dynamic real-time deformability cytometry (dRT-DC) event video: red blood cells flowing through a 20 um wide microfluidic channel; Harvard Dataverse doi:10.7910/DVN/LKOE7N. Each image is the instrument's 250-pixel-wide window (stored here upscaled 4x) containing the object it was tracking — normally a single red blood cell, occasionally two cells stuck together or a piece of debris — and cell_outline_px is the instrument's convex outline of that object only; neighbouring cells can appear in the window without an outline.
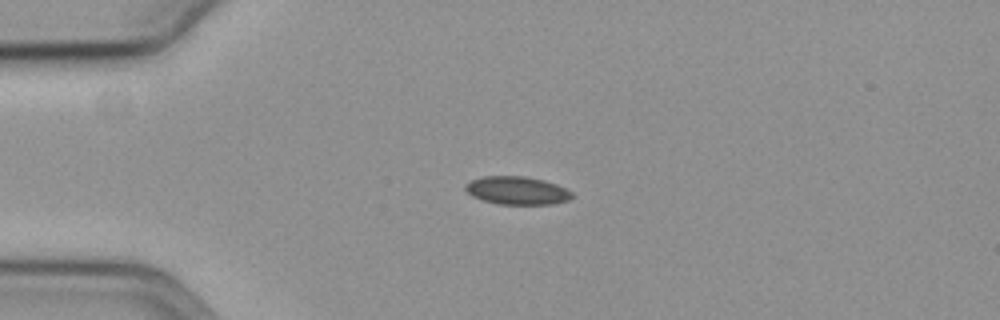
{"species": "common noctule bat (a hibernating species)", "species_latin": "Nyctalus noctula", "temperature_condition": "cold", "stored_images_in_passage": 44, "camera_frame_rate_fps": 3000, "um_per_image_px": 0.085, "animal": {"sex": "female", "body_mass_g": 19.3, "forearm_length_mm": 54.1}, "frame": {"image": 1, "passage_image": 1, "time_ms": 0.0, "image_size_px": [1000, 320], "cell_outline_px": [[576, 196], [568, 200], [552, 204], [500, 204], [484, 200], [472, 196], [464, 188], [464, 184], [472, 180], [484, 176], [524, 176], [544, 180], [556, 184], [572, 192]], "centroid_in_image_um": [43.97, 16.19], "position_along_channel_um": 41.0, "area_um2": 17.4}}
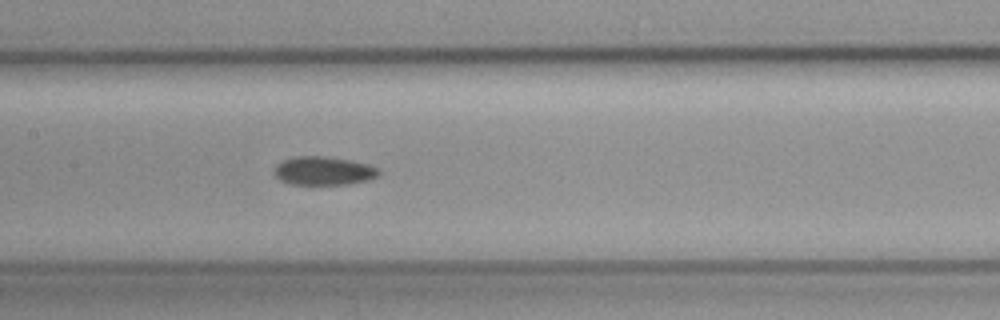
{"frame": {"image": 2, "passage_image": 15, "time_ms": 4.667, "image_size_px": [1000, 320], "cell_outline_px": [[380, 176], [368, 180], [348, 184], [288, 184], [280, 180], [272, 172], [272, 168], [276, 164], [284, 160], [296, 156], [324, 156], [348, 160], [368, 164], [376, 168], [380, 172]], "centroid_in_image_um": [27.46, 14.52], "position_along_channel_um": 179.9, "area_um2": 17.46}}
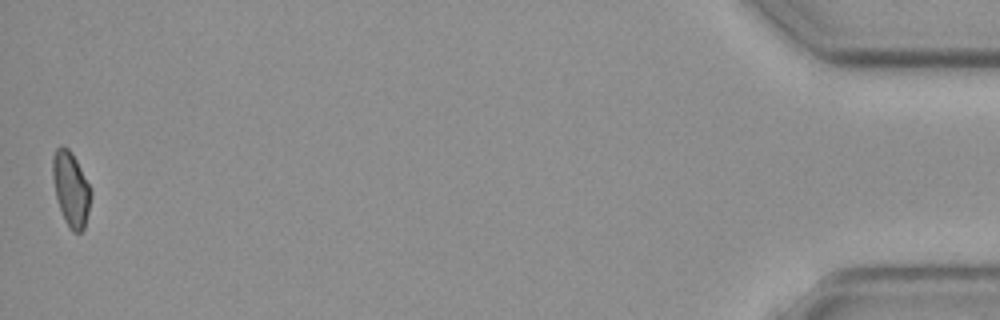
{"frame": {"image": 3, "passage_image": 44, "time_ms": 14.333, "image_size_px": [1000, 320], "cell_outline_px": [[92, 192], [88, 212], [84, 228], [80, 232], [72, 232], [68, 228], [64, 220], [56, 196], [52, 176], [52, 156], [56, 148], [60, 144], [68, 148], [76, 160]], "centroid_in_image_um": [6.01, 16.06], "position_along_channel_um": 429.2, "area_um2": 16.47}, "authors_computed_cell_mechanics": {"area_um2": 17.4556, "velocity_mm_per_s": 3.6103, "shape_relaxation_time_tau1_ms": 8.9543, "shape_relaxation_time_tau2_ms": null, "deformation_change_tau1": 0.0711, "deformation_change_tau2": null}}